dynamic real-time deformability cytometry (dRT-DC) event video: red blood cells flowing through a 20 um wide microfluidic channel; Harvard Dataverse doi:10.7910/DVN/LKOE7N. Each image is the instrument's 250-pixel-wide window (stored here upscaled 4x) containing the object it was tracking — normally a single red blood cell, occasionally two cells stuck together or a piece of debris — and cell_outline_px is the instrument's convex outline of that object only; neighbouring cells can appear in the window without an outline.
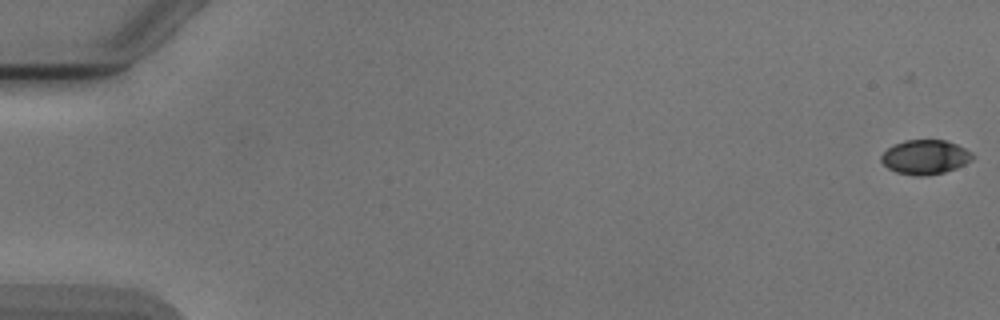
{"species": "Egyptian fruit bat (a non-hibernating species)", "species_latin": "Rousettus aegyptiacus", "temperature_condition": "cold", "stored_images_in_passage": 51, "camera_frame_rate_fps": 3000, "um_per_image_px": 0.085, "animal": {"sex": "male"}, "frame": {"image": 1, "passage_image": 2, "time_ms": 0.333, "image_size_px": [1000, 320], "cell_outline_px": [[972, 160], [956, 168], [944, 172], [924, 176], [916, 176], [896, 172], [888, 168], [880, 160], [880, 156], [892, 144], [904, 140], [944, 140], [956, 144], [964, 148], [972, 156]], "centroid_in_image_um": [78.58, 13.35], "position_along_channel_um": 6.4, "area_um2": 18.15}}
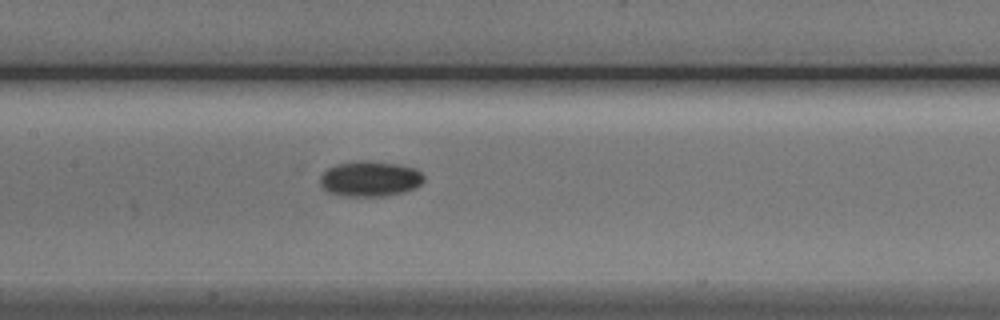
{"frame": {"image": 2, "passage_image": 28, "time_ms": 9.0, "image_size_px": [1000, 320], "cell_outline_px": [[424, 180], [416, 188], [404, 192], [388, 196], [344, 196], [328, 192], [320, 184], [320, 176], [328, 168], [336, 164], [356, 160], [364, 160], [396, 164], [416, 168], [424, 176]], "centroid_in_image_um": [31.45, 15.2], "position_along_channel_um": 175.9, "area_um2": 21.56}}
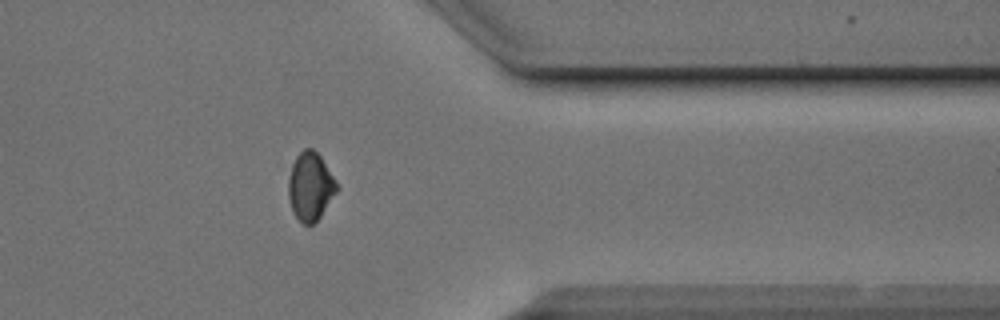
{"frame": {"image": 3, "passage_image": 45, "time_ms": 14.667, "image_size_px": [1000, 320], "cell_outline_px": [[340, 188], [320, 216], [312, 224], [304, 224], [292, 212], [288, 200], [288, 180], [292, 164], [296, 156], [304, 148], [312, 148], [320, 156], [336, 180]], "centroid_in_image_um": [26.38, 15.84], "position_along_channel_um": 385.0, "area_um2": 19.25}}